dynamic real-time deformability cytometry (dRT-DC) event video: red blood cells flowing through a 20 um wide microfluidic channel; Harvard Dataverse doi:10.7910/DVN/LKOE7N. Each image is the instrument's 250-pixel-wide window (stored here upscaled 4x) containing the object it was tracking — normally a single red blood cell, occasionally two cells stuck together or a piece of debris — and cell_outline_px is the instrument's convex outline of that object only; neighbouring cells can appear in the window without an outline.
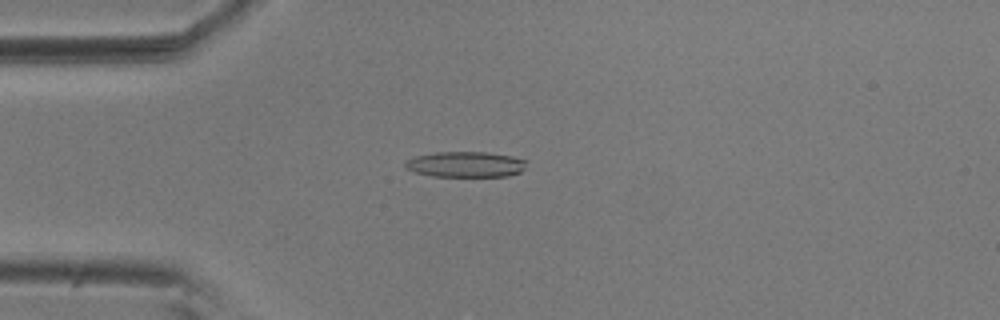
{"species": "common noctule bat (a hibernating species)", "species_latin": "Nyctalus noctula", "temperature_condition": "room temperature", "stored_images_in_passage": 55, "camera_frame_rate_fps": 3000, "um_per_image_px": 0.085, "animal": {"sex": "male", "body_mass_g": 20.5, "forearm_length_mm": 52.5}, "frame": {"image": 1, "passage_image": 14, "time_ms": 4.333, "image_size_px": [1000, 320], "cell_outline_px": [[528, 160], [524, 168], [520, 172], [508, 176], [432, 176], [416, 172], [404, 168], [404, 160], [416, 156], [436, 152], [488, 152], [512, 156]], "centroid_in_image_um": [39.57, 13.96], "position_along_channel_um": 45.4, "area_um2": 18.21}}
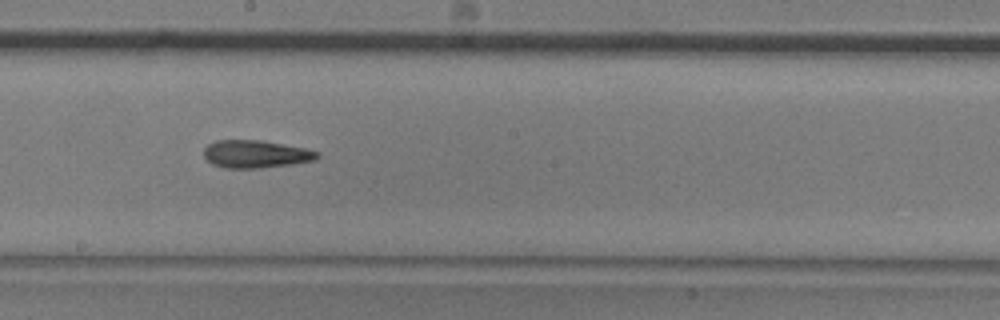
{"frame": {"image": 2, "passage_image": 30, "time_ms": 9.667, "image_size_px": [1000, 320], "cell_outline_px": [[320, 156], [316, 160], [260, 168], [224, 168], [212, 164], [204, 156], [204, 148], [208, 144], [216, 140], [260, 140], [308, 148], [320, 152]], "centroid_in_image_um": [21.75, 13.09], "position_along_channel_um": 226.4, "area_um2": 18.38}}
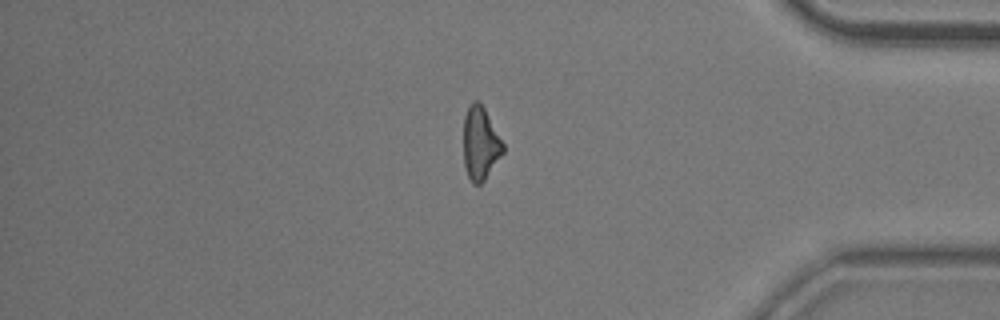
{"frame": {"image": 3, "passage_image": 46, "time_ms": 15.0, "image_size_px": [1000, 320], "cell_outline_px": [[504, 152], [484, 180], [480, 184], [472, 184], [468, 176], [464, 164], [464, 116], [468, 104], [472, 100], [480, 100], [504, 144]], "centroid_in_image_um": [40.82, 12.15], "position_along_channel_um": 394.4, "area_um2": 16.94}, "authors_computed_cell_mechanics": {"area_um2": 18.0914, "velocity_mm_per_s": 3.6806, "shape_relaxation_time_tau1_ms": null, "shape_relaxation_time_tau2_ms": 5.2369, "deformation_change_tau1": null, "deformation_change_tau2": 0.1578}}